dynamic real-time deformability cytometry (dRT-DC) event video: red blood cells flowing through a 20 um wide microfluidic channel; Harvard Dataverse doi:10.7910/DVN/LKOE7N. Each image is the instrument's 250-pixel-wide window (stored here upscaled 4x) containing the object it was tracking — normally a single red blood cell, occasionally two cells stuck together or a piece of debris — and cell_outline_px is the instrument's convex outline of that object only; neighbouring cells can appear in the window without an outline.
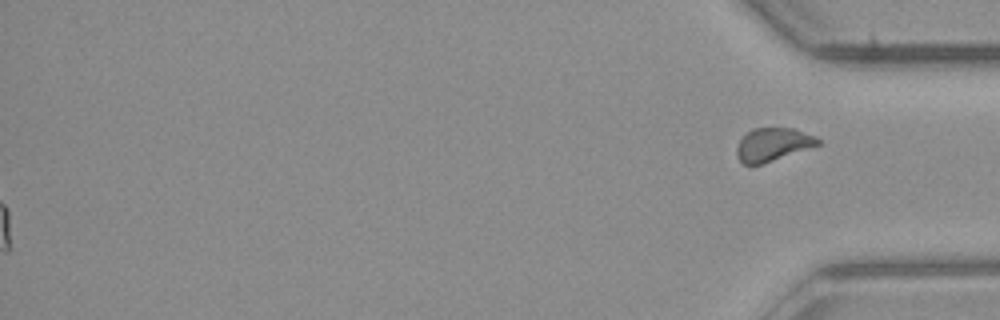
{"species": "common noctule bat (a hibernating species)", "species_latin": "Nyctalus noctula", "temperature_condition": "room temperature", "stored_images_in_passage": 36, "segment_of_instrument_passage": [2, 2], "camera_frame_rate_fps": 3000, "um_per_image_px": 0.085, "animal": {"sex": "male", "body_mass_g": 23.1, "forearm_length_mm": 52.7}, "frame": {"image": 1, "passage_image": 36, "time_ms": 11.667, "image_size_px": [1000, 320], "cell_outline_px": [[820, 144], [760, 164], [744, 164], [736, 156], [736, 148], [740, 140], [752, 128], [792, 128], [816, 136], [820, 140]], "centroid_in_image_um": [65.67, 12.26], "position_along_channel_um": 369.5, "area_um2": 15.32}}